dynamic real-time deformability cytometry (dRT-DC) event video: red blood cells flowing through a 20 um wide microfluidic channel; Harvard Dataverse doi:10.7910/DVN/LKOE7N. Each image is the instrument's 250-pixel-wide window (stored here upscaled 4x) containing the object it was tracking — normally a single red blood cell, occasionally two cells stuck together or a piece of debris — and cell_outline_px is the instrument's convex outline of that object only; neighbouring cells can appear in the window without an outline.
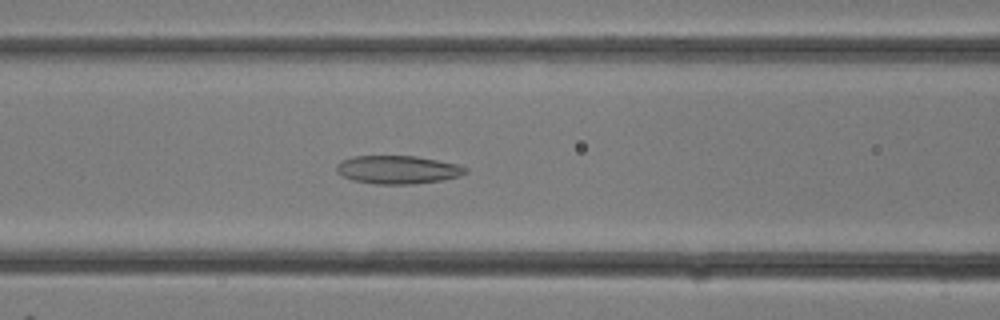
{"species": "common noctule bat (a hibernating species)", "species_latin": "Nyctalus noctula", "temperature_condition": "room temperature", "stored_images_in_passage": 18, "camera_frame_rate_fps": 3000, "um_per_image_px": 0.085, "animal": {"sex": "female"}, "frame": {"image": 1, "passage_image": 11, "time_ms": 3.333, "image_size_px": [1000, 320], "cell_outline_px": [[468, 172], [460, 176], [444, 180], [412, 184], [376, 184], [352, 180], [336, 172], [336, 164], [340, 160], [352, 156], [416, 156], [456, 164], [468, 168]], "centroid_in_image_um": [33.79, 14.42], "position_along_channel_um": 132.8, "area_um2": 21.33}}
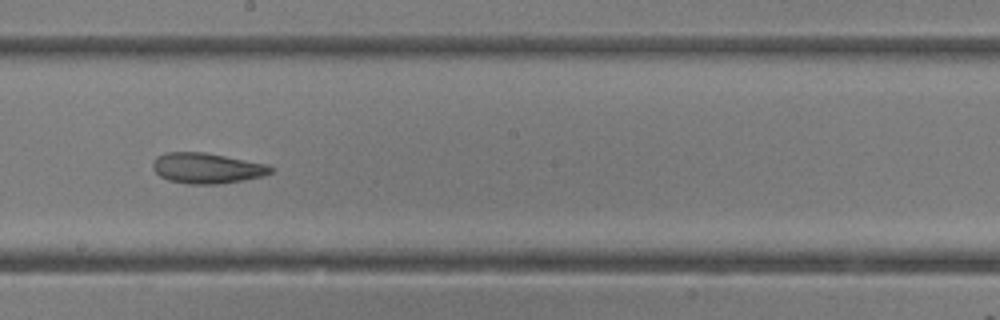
{"frame": {"image": 2, "passage_image": 15, "time_ms": 4.667, "image_size_px": [1000, 320], "cell_outline_px": [[272, 172], [264, 176], [244, 180], [216, 184], [188, 184], [168, 180], [160, 176], [152, 168], [152, 164], [156, 156], [168, 152], [204, 152], [268, 164], [272, 168]], "centroid_in_image_um": [17.58, 14.29], "position_along_channel_um": 230.6, "area_um2": 20.98}}
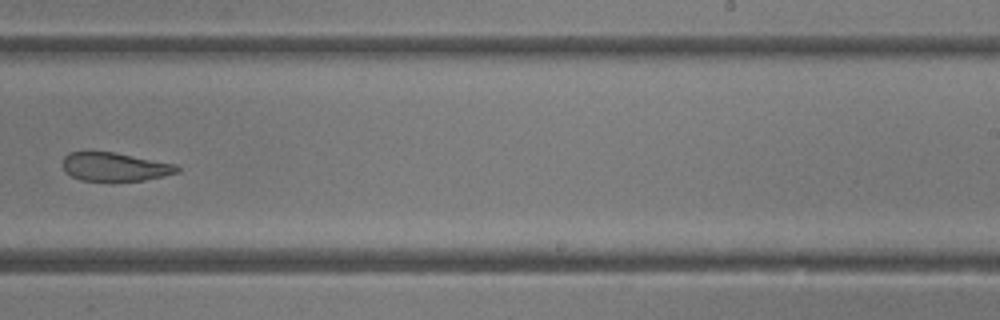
{"frame": {"image": 3, "passage_image": 17, "time_ms": 5.333, "image_size_px": [1000, 320], "cell_outline_px": [[180, 172], [164, 176], [144, 180], [80, 180], [64, 172], [64, 156], [68, 152], [116, 152], [176, 164], [180, 168]], "centroid_in_image_um": [9.79, 14.17], "position_along_channel_um": 279.2, "area_um2": 18.96}}